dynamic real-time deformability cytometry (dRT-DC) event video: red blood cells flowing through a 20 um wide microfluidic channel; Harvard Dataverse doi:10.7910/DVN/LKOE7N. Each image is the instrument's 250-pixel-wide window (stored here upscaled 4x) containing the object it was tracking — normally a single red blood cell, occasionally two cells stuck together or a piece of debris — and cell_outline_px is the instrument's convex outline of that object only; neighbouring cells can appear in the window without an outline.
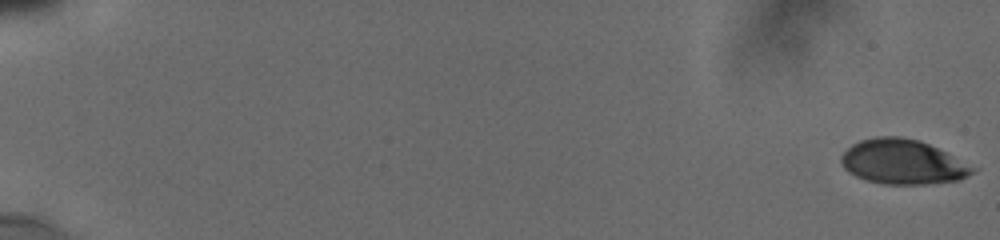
{"species": "human", "species_latin": "Homo sapiens", "temperature_condition": "cold", "stored_images_in_passage": 55, "camera_frame_rate_fps": 3000, "um_per_image_px": 0.085, "donor": {"sex": "male"}, "frame": {"image": 1, "passage_image": 1, "time_ms": 0.0, "image_size_px": [1000, 240], "cell_outline_px": [[980, 168], [968, 176], [960, 180], [928, 184], [884, 184], [868, 180], [856, 176], [848, 172], [844, 168], [840, 160], [840, 156], [852, 144], [860, 140], [876, 136], [896, 136], [916, 140], [928, 144]], "centroid_in_image_um": [76.76, 13.77], "position_along_channel_um": 8.2, "area_um2": 34.28}}
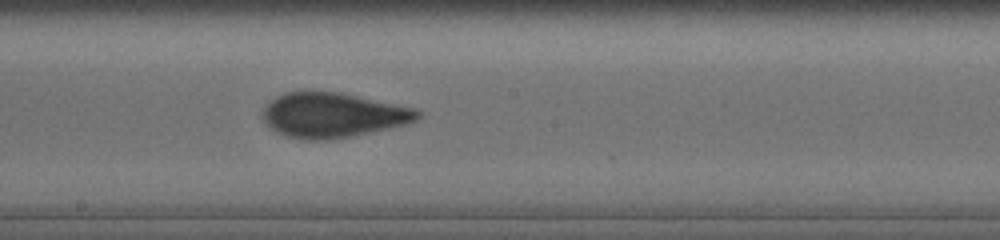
{"frame": {"image": 2, "passage_image": 33, "time_ms": 11.0, "image_size_px": [1000, 240], "cell_outline_px": [[420, 116], [416, 120], [408, 124], [328, 140], [308, 140], [288, 136], [276, 132], [264, 120], [264, 108], [268, 100], [284, 92], [340, 92], [416, 108], [420, 112]], "centroid_in_image_um": [28.3, 9.77], "position_along_channel_um": 219.9, "area_um2": 40.06}}
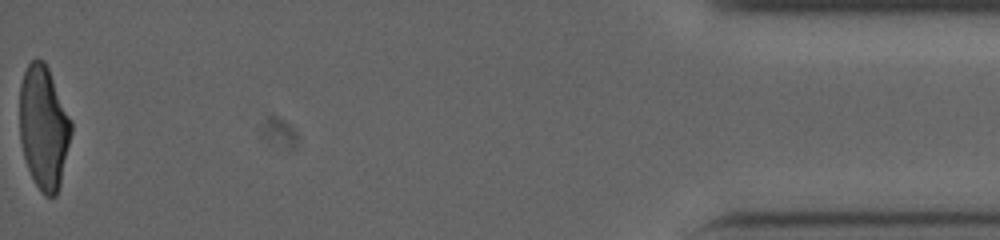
{"frame": {"image": 3, "passage_image": 55, "time_ms": 18.667, "image_size_px": [1000, 240], "cell_outline_px": [[72, 132], [60, 184], [56, 196], [44, 196], [36, 184], [28, 168], [24, 156], [20, 140], [20, 84], [24, 72], [28, 64], [36, 56], [44, 60], [48, 68], [72, 120]], "centroid_in_image_um": [3.72, 10.8], "position_along_channel_um": 431.5, "area_um2": 37.11}, "authors_computed_cell_mechanics": {"area_um2": 38.5526, "velocity_mm_per_s": 3.83, "shape_relaxation_time_tau1_ms": 10.2015, "shape_relaxation_time_tau2_ms": 0.811, "deformation_change_tau1": 0.2652, "deformation_change_tau2": 0.0582}}